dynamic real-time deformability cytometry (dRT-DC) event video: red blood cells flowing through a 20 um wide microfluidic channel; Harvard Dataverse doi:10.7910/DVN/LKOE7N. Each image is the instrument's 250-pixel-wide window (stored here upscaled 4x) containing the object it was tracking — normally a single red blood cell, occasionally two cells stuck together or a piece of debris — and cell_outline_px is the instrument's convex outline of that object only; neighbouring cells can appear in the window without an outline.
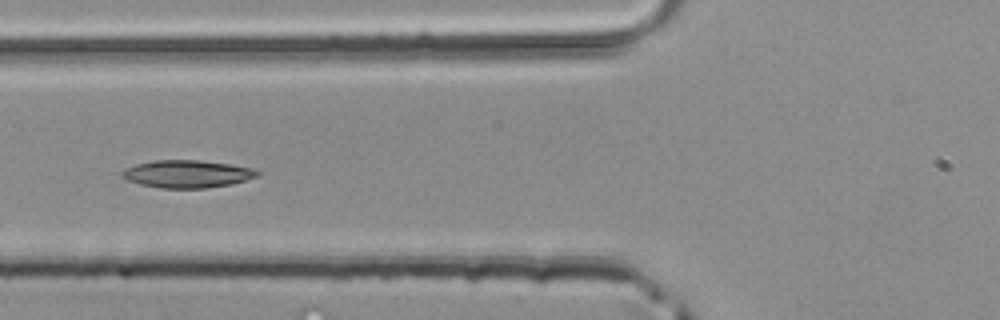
{"species": "common noctule bat (a hibernating species)", "species_latin": "Nyctalus noctula", "temperature_condition": "room temperature", "stored_images_in_passage": 4, "camera_frame_rate_fps": 3000, "um_per_image_px": 0.085, "animal": {"sex": "male", "body_mass_g": 20.4}, "frame": {"image": 1, "passage_image": 4, "time_ms": 1.0, "image_size_px": [1000, 320], "cell_outline_px": [[260, 172], [256, 176], [232, 184], [204, 188], [160, 188], [140, 184], [128, 180], [120, 176], [120, 172], [136, 164], [152, 160], [196, 160], [228, 164], [252, 168]], "centroid_in_image_um": [15.86, 14.78], "position_along_channel_um": 109.9, "area_um2": 21.5}}